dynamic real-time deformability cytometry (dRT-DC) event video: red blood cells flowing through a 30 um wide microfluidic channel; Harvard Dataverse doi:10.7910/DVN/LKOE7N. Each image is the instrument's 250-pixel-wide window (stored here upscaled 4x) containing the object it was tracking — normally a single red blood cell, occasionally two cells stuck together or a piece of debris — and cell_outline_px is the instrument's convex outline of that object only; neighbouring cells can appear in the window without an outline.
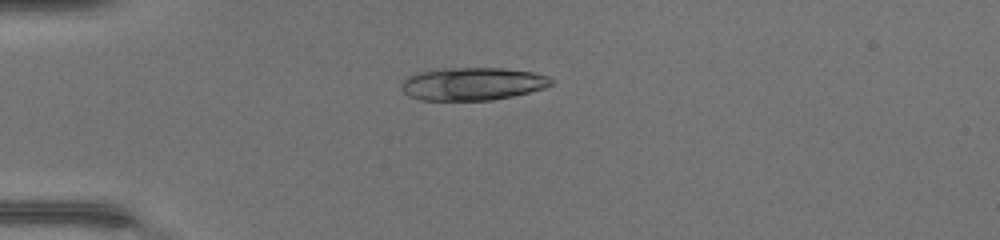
{"species": "common noctule bat (a hibernating species)", "species_latin": "Nyctalus noctula", "temperature_condition": "warm", "stored_images_in_passage": 35, "camera_frame_rate_fps": 3000, "um_per_image_px": 0.085, "animal": {"sex": "female", "body_mass_g": 17.0, "forearm_length_mm": 48.0}, "frame": {"image": 1, "passage_image": 1, "time_ms": 0.0, "image_size_px": [1000, 240], "cell_outline_px": [[552, 84], [544, 88], [512, 96], [492, 100], [420, 100], [408, 96], [400, 88], [400, 84], [408, 76], [416, 72], [432, 68], [504, 68], [532, 72], [548, 76], [552, 80]], "centroid_in_image_um": [40.1, 7.12], "position_along_channel_um": 44.9, "area_um2": 28.9}}